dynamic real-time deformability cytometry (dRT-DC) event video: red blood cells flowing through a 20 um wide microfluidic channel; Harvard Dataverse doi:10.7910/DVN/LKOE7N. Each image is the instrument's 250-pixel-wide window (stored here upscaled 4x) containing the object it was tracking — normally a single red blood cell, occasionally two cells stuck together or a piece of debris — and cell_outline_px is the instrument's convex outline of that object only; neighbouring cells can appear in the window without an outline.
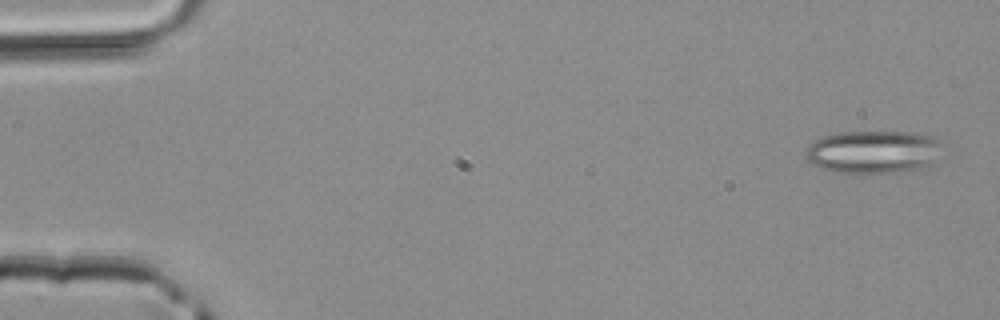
{"species": "common noctule bat (a hibernating species)", "species_latin": "Nyctalus noctula", "temperature_condition": "room temperature", "stored_images_in_passage": 3, "camera_frame_rate_fps": 3000, "um_per_image_px": 0.085, "animal": {"sex": "male", "body_mass_g": 20.4}, "frame": {"image": 1, "passage_image": 1, "time_ms": 0.0, "image_size_px": [1000, 320], "cell_outline_px": [[940, 140], [928, 164], [924, 168], [916, 172], [832, 172], [820, 168], [812, 164], [804, 156], [812, 140], [824, 136], [840, 132], [908, 132], [936, 136]], "centroid_in_image_um": [74.15, 12.91], "position_along_channel_um": 10.8, "area_um2": 33.81}}